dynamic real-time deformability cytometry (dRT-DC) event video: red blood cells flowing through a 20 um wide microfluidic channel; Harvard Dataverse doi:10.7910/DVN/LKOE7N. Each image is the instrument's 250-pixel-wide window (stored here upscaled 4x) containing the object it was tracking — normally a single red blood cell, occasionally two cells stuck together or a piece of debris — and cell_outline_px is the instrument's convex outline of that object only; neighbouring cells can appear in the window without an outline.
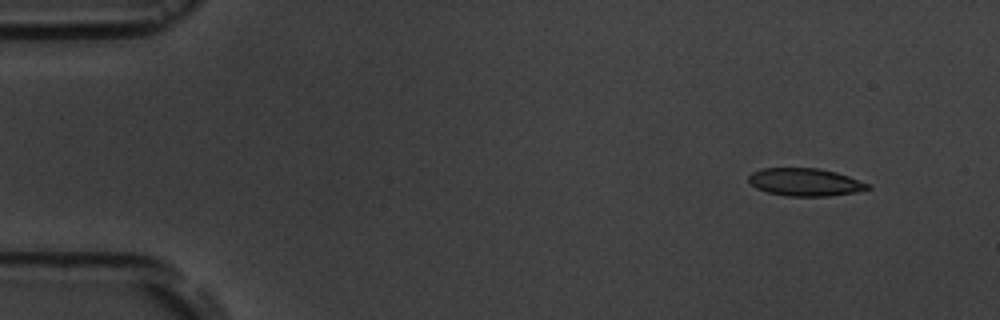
{"species": "common noctule bat (a hibernating species)", "species_latin": "Nyctalus noctula", "temperature_condition": "room temperature", "stored_images_in_passage": 6, "segment_of_instrument_passage": [2, 2], "camera_frame_rate_fps": 3000, "um_per_image_px": 0.085, "animal": {"sex": "male", "body_mass_g": 19.5, "forearm_length_mm": 54.6}, "frame": {"image": 1, "passage_image": 6, "time_ms": 6.667, "image_size_px": [1000, 320], "cell_outline_px": [[872, 188], [856, 192], [828, 196], [788, 196], [768, 192], [756, 188], [748, 180], [748, 176], [752, 172], [760, 168], [820, 168], [836, 172], [872, 184]], "centroid_in_image_um": [68.46, 15.47], "position_along_channel_um": 16.5, "area_um2": 19.36}}